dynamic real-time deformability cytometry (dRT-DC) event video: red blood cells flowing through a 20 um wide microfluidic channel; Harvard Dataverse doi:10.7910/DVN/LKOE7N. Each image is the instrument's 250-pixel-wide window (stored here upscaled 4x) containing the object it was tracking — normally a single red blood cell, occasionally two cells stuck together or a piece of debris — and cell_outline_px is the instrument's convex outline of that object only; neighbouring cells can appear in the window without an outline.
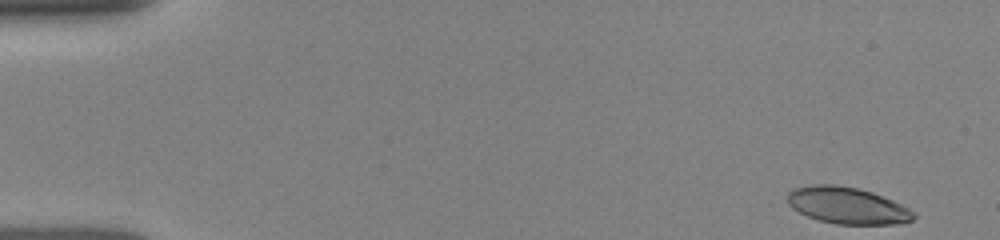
{"species": "human", "species_latin": "Homo sapiens", "temperature_condition": "room temperature", "stored_images_in_passage": 30, "camera_frame_rate_fps": 3000, "um_per_image_px": 0.085, "donor": {"sex": "female"}, "frame": {"image": 1, "passage_image": 1, "time_ms": 0.0, "image_size_px": [1000, 240], "cell_outline_px": [[916, 216], [912, 220], [900, 224], [836, 224], [820, 220], [808, 216], [792, 208], [788, 204], [788, 192], [796, 188], [812, 184], [832, 184], [856, 188], [872, 192], [892, 200], [916, 212]], "centroid_in_image_um": [72.04, 17.47], "position_along_channel_um": 13.0, "area_um2": 26.82}}
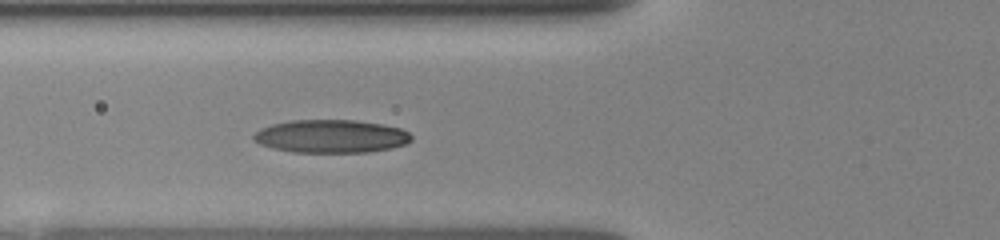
{"frame": {"image": 2, "passage_image": 20, "time_ms": 5.333, "image_size_px": [1000, 240], "cell_outline_px": [[412, 140], [404, 144], [392, 148], [368, 152], [292, 152], [272, 148], [260, 144], [252, 140], [252, 136], [260, 128], [272, 124], [288, 120], [352, 120], [380, 124], [400, 128], [408, 132], [412, 136]], "centroid_in_image_um": [28.1, 11.58], "position_along_channel_um": 97.7, "area_um2": 30.46}}
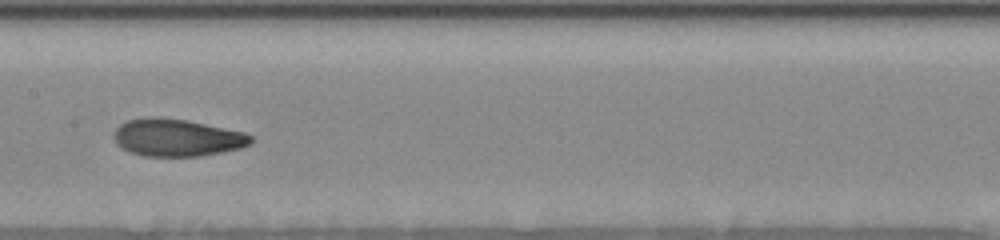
{"frame": {"image": 3, "passage_image": 29, "time_ms": 7.667, "image_size_px": [1000, 240], "cell_outline_px": [[252, 144], [240, 148], [200, 156], [144, 156], [128, 152], [120, 148], [116, 144], [112, 136], [116, 128], [120, 124], [128, 120], [148, 116], [156, 116], [188, 120], [244, 132], [252, 136]], "centroid_in_image_um": [14.99, 11.69], "position_along_channel_um": 192.4, "area_um2": 30.17}}